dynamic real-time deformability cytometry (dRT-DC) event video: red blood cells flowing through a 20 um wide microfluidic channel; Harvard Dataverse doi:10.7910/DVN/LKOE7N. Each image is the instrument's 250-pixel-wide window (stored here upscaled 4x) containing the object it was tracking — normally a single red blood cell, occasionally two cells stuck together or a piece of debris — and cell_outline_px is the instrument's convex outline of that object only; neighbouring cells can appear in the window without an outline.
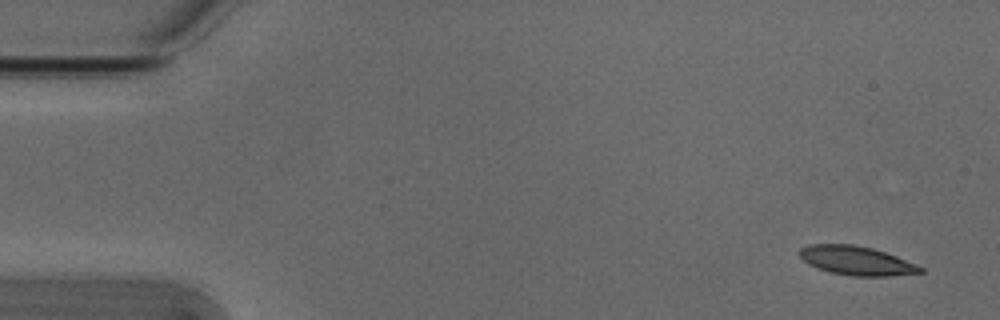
{"species": "Egyptian fruit bat (a non-hibernating species)", "species_latin": "Rousettus aegyptiacus", "temperature_condition": "cold", "stored_images_in_passage": 52, "camera_frame_rate_fps": 3000, "um_per_image_px": 0.085, "animal": {"sex": "male"}, "frame": {"image": 1, "passage_image": 1, "time_ms": 0.0, "image_size_px": [1000, 320], "cell_outline_px": [[924, 272], [888, 276], [852, 276], [828, 272], [816, 268], [808, 264], [796, 252], [800, 248], [808, 244], [852, 244], [872, 248], [896, 256], [916, 264], [924, 268]], "centroid_in_image_um": [72.75, 22.15], "position_along_channel_um": 12.2, "area_um2": 20.52}}
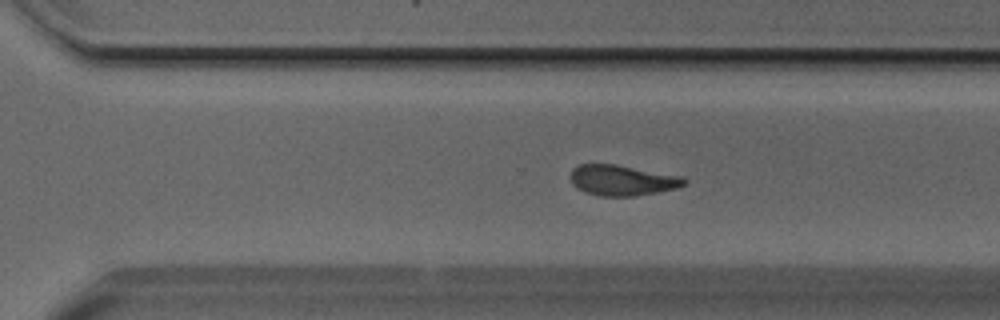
{"frame": {"image": 2, "passage_image": 35, "time_ms": 11.333, "image_size_px": [1000, 320], "cell_outline_px": [[688, 184], [676, 188], [636, 196], [600, 196], [584, 192], [576, 188], [572, 184], [568, 176], [572, 168], [580, 164], [616, 164], [684, 176], [688, 180]], "centroid_in_image_um": [52.88, 15.32], "position_along_channel_um": 317.7, "area_um2": 20.69}}
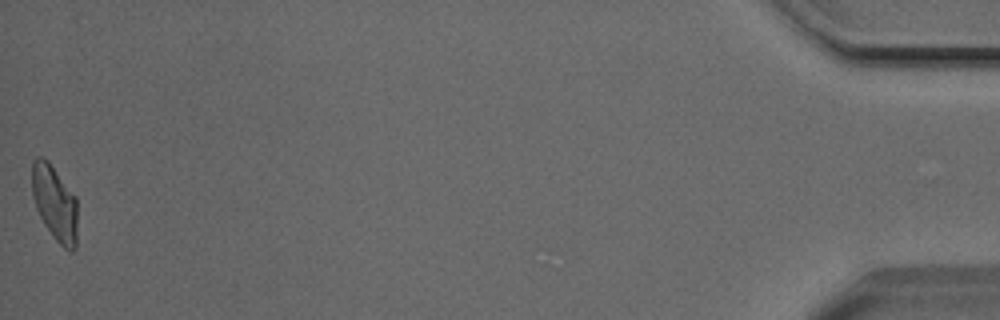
{"frame": {"image": 3, "passage_image": 52, "time_ms": 17.0, "image_size_px": [1000, 320], "cell_outline_px": [[76, 248], [72, 252], [64, 248], [52, 236], [44, 224], [36, 208], [32, 196], [32, 160], [36, 156], [40, 156], [48, 160], [76, 196]], "centroid_in_image_um": [4.64, 17.24], "position_along_channel_um": 430.6, "area_um2": 20.06}, "authors_computed_cell_mechanics": {"area_um2": 20.8658, "velocity_mm_per_s": 3.7967, "shape_relaxation_time_tau1_ms": 5.1724, "shape_relaxation_time_tau2_ms": 3.1128, "deformation_change_tau1": 0.162, "deformation_change_tau2": 0.1061}}